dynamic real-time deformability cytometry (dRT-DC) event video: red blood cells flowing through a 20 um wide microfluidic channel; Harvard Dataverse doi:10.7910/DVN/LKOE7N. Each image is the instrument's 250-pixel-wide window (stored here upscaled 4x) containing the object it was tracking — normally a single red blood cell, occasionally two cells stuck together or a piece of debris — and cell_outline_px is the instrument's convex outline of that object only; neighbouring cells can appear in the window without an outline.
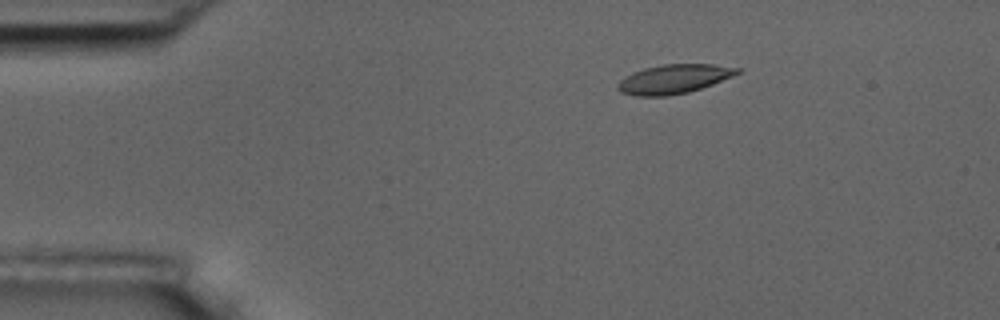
{"species": "common noctule bat (a hibernating species)", "species_latin": "Nyctalus noctula", "temperature_condition": "room temperature", "stored_images_in_passage": 5, "camera_frame_rate_fps": 3000, "um_per_image_px": 0.085, "animal": {"sex": "male", "body_mass_g": 17.5, "forearm_length_mm": 52.3}, "frame": {"image": 1, "passage_image": 3, "time_ms": 2.333, "image_size_px": [1000, 320], "cell_outline_px": [[744, 68], [740, 72], [732, 76], [712, 84], [688, 92], [664, 96], [636, 96], [620, 92], [616, 88], [616, 84], [624, 76], [632, 72], [644, 68], [664, 64], [712, 64]], "centroid_in_image_um": [57.25, 6.71], "position_along_channel_um": 27.8, "area_um2": 20.35}}